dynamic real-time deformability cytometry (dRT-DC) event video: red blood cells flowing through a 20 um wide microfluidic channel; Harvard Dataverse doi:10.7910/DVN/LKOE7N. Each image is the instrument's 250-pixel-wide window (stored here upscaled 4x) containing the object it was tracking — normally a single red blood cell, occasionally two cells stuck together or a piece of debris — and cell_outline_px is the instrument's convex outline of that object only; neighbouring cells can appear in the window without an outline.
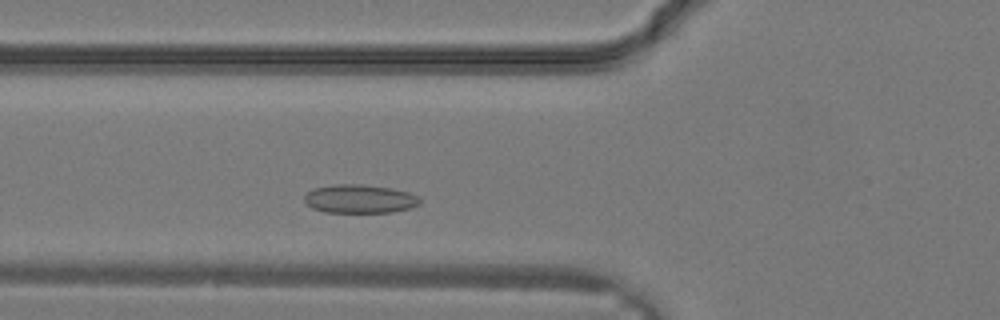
{"species": "common noctule bat (a hibernating species)", "species_latin": "Nyctalus noctula", "temperature_condition": "warm", "stored_images_in_passage": 22, "camera_frame_rate_fps": 3000, "um_per_image_px": 0.085, "animal": {"sex": "male", "body_mass_g": 19.2, "forearm_length_mm": 51.8}, "frame": {"image": 1, "passage_image": 2, "time_ms": 0.333, "image_size_px": [1000, 320], "cell_outline_px": [[420, 204], [412, 208], [392, 212], [324, 212], [312, 208], [304, 200], [304, 196], [312, 188], [336, 184], [360, 184], [392, 188], [408, 192], [420, 196]], "centroid_in_image_um": [30.6, 16.9], "position_along_channel_um": 95.2, "area_um2": 19.36}}
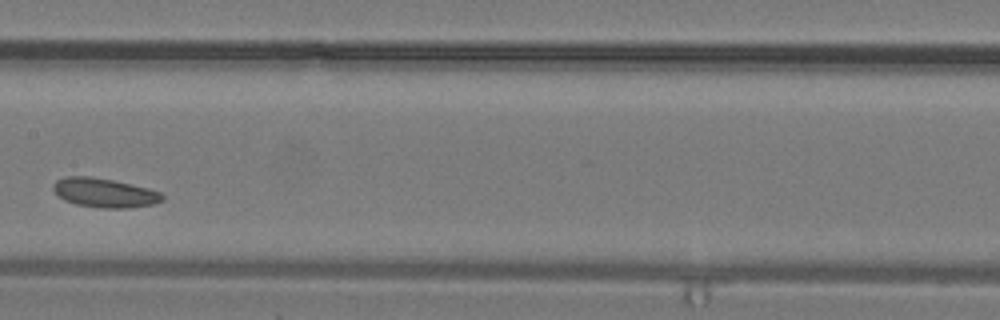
{"frame": {"image": 2, "passage_image": 7, "time_ms": 2.0, "image_size_px": [1000, 320], "cell_outline_px": [[164, 200], [152, 204], [128, 208], [100, 208], [76, 204], [64, 200], [52, 188], [52, 184], [56, 180], [64, 176], [88, 176], [112, 180], [148, 188], [160, 192], [164, 196]], "centroid_in_image_um": [8.87, 16.38], "position_along_channel_um": 198.5, "area_um2": 18.5}}
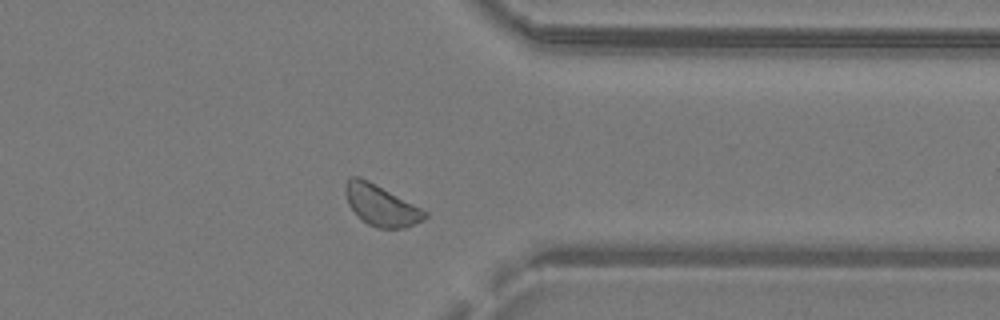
{"frame": {"image": 3, "passage_image": 16, "time_ms": 5.0, "image_size_px": [1000, 320], "cell_outline_px": [[428, 216], [424, 220], [404, 228], [376, 228], [368, 224], [356, 216], [348, 204], [344, 192], [344, 188], [348, 180], [352, 176], [360, 176], [368, 180], [428, 212]], "centroid_in_image_um": [32.36, 17.46], "position_along_channel_um": 379.0, "area_um2": 18.9}}